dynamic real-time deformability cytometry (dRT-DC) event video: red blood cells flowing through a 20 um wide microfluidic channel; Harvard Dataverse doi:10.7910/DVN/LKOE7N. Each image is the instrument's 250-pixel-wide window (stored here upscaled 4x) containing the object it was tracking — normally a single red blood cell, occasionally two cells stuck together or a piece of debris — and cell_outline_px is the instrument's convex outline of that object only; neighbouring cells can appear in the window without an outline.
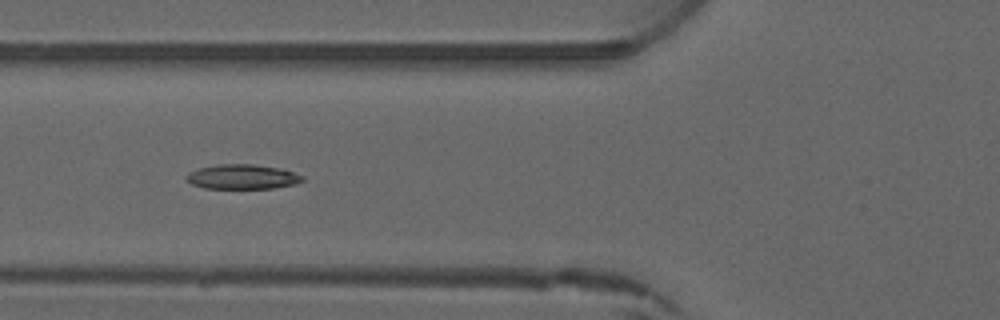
{"species": "common noctule bat (a hibernating species)", "species_latin": "Nyctalus noctula", "temperature_condition": "warm", "stored_images_in_passage": 6, "camera_frame_rate_fps": 3000, "um_per_image_px": 0.085, "animal": {"sex": "male", "forearm_length_mm": 52.5}, "frame": {"image": 1, "passage_image": 6, "time_ms": 5.667, "image_size_px": [1000, 320], "cell_outline_px": [[304, 180], [296, 184], [276, 188], [204, 188], [192, 184], [184, 180], [184, 176], [188, 172], [196, 168], [216, 164], [252, 164], [280, 168], [304, 176]], "centroid_in_image_um": [20.55, 15.02], "position_along_channel_um": 105.3, "area_um2": 16.94}}